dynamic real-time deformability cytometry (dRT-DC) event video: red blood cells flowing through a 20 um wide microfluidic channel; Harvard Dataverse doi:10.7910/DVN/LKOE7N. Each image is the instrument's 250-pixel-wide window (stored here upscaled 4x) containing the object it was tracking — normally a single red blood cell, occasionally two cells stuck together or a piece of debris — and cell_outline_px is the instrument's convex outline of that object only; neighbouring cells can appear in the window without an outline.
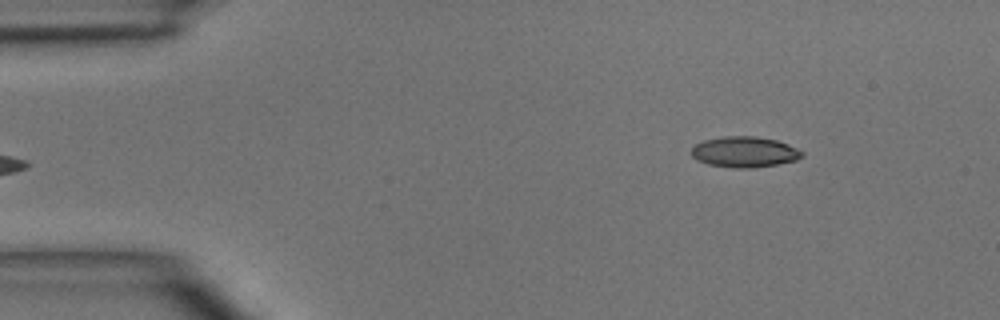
{"species": "common noctule bat (a hibernating species)", "species_latin": "Nyctalus noctula", "temperature_condition": "room temperature", "stored_images_in_passage": 5, "segment_of_instrument_passage": [2, 2], "camera_frame_rate_fps": 3000, "um_per_image_px": 0.085, "animal": {"sex": "male", "body_mass_g": 15.6}, "frame": {"image": 1, "passage_image": 5, "time_ms": 4.667, "image_size_px": [1000, 320], "cell_outline_px": [[804, 156], [796, 160], [776, 164], [752, 168], [732, 168], [708, 164], [696, 160], [692, 156], [692, 148], [696, 144], [704, 140], [724, 136], [756, 136], [776, 140], [788, 144], [804, 152]], "centroid_in_image_um": [63.28, 12.92], "position_along_channel_um": 21.7, "area_um2": 19.83}}